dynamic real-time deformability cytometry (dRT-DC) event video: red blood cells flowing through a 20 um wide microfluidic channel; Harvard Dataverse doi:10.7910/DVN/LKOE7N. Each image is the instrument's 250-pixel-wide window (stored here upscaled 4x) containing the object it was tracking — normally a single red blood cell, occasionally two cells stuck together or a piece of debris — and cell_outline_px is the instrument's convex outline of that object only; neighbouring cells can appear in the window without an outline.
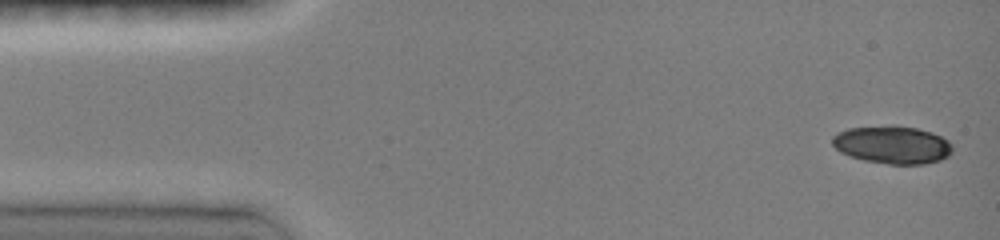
{"species": "common noctule bat (a hibernating species)", "species_latin": "Nyctalus noctula", "temperature_condition": "room temperature", "stored_images_in_passage": 16, "camera_frame_rate_fps": 3000, "um_per_image_px": 0.085, "animal": {"sex": "female", "body_mass_g": 19.0, "forearm_length_mm": 51.5}, "frame": {"image": 1, "passage_image": 1, "time_ms": 0.0, "image_size_px": [1000, 240], "cell_outline_px": [[952, 152], [948, 156], [940, 160], [924, 164], [888, 164], [864, 160], [840, 152], [832, 144], [832, 136], [836, 132], [848, 128], [892, 124], [916, 128], [932, 132], [948, 140], [952, 144]], "centroid_in_image_um": [75.84, 12.29], "position_along_channel_um": 9.2, "area_um2": 26.76}}
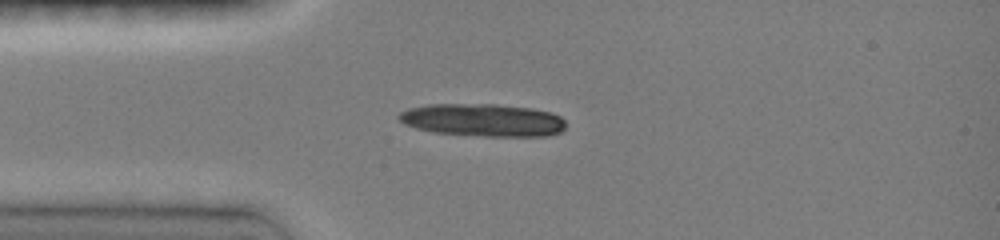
{"frame": {"image": 2, "passage_image": 10, "time_ms": 3.333, "image_size_px": [1000, 240], "cell_outline_px": [[564, 128], [560, 132], [548, 136], [484, 136], [432, 132], [416, 128], [404, 124], [396, 116], [400, 112], [408, 108], [428, 104], [496, 104], [532, 108], [552, 112], [560, 116], [564, 120]], "centroid_in_image_um": [41.03, 10.2], "position_along_channel_um": 44.0, "area_um2": 31.96}}